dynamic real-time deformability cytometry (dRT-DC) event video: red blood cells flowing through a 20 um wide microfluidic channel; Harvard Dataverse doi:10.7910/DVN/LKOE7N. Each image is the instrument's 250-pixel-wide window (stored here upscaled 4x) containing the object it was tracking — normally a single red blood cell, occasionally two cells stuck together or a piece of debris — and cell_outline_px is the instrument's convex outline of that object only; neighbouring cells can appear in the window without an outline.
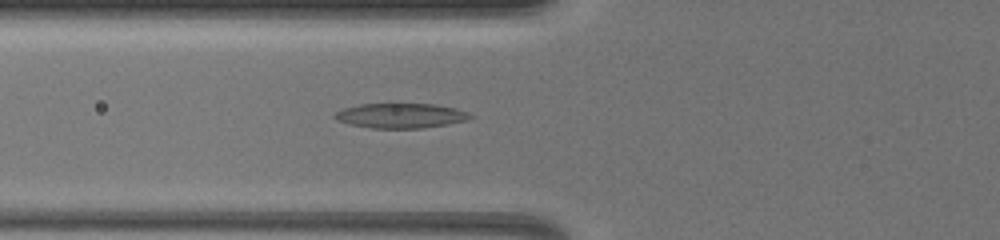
{"species": "common noctule bat (a hibernating species)", "species_latin": "Nyctalus noctula", "temperature_condition": "warm", "stored_images_in_passage": 29, "camera_frame_rate_fps": 3000, "um_per_image_px": 0.085, "animal": {"sex": "female", "body_mass_g": 19.5, "forearm_length_mm": 54.1}, "frame": {"image": 1, "passage_image": 20, "time_ms": 6.0, "image_size_px": [1000, 240], "cell_outline_px": [[476, 116], [468, 120], [448, 124], [424, 128], [372, 128], [348, 124], [336, 120], [332, 116], [336, 112], [344, 108], [360, 104], [436, 104], [456, 108], [468, 112]], "centroid_in_image_um": [34.09, 9.83], "position_along_channel_um": 91.7, "area_um2": 19.77}}
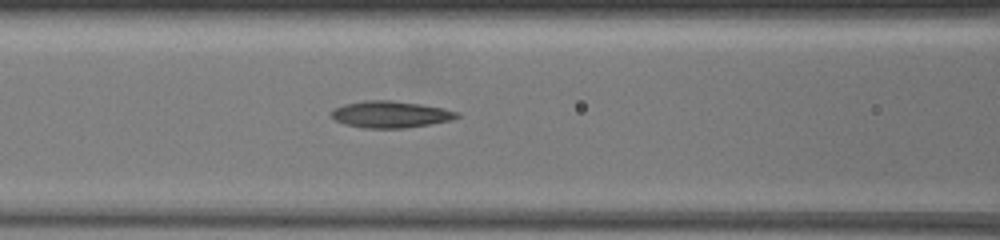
{"frame": {"image": 2, "passage_image": 23, "time_ms": 7.0, "image_size_px": [1000, 240], "cell_outline_px": [[460, 116], [452, 120], [404, 128], [364, 128], [344, 124], [336, 120], [328, 112], [332, 108], [344, 104], [364, 100], [392, 100], [420, 104], [444, 108], [460, 112]], "centroid_in_image_um": [33.17, 9.71], "position_along_channel_um": 133.4, "area_um2": 19.71}}
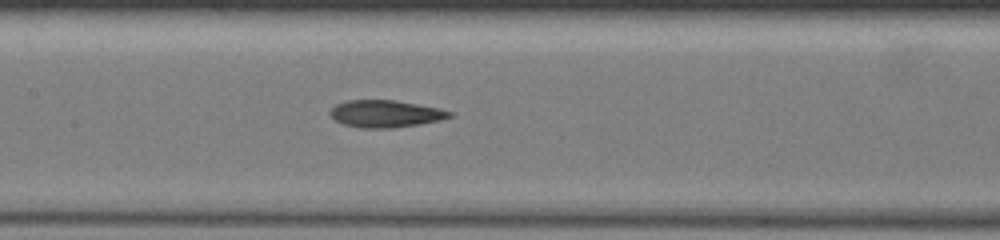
{"frame": {"image": 3, "passage_image": 27, "time_ms": 8.0, "image_size_px": [1000, 240], "cell_outline_px": [[452, 116], [440, 120], [420, 124], [392, 128], [360, 128], [344, 124], [336, 120], [328, 112], [336, 104], [348, 100], [396, 100], [440, 108], [452, 112]], "centroid_in_image_um": [32.77, 9.66], "position_along_channel_um": 174.6, "area_um2": 18.9}}